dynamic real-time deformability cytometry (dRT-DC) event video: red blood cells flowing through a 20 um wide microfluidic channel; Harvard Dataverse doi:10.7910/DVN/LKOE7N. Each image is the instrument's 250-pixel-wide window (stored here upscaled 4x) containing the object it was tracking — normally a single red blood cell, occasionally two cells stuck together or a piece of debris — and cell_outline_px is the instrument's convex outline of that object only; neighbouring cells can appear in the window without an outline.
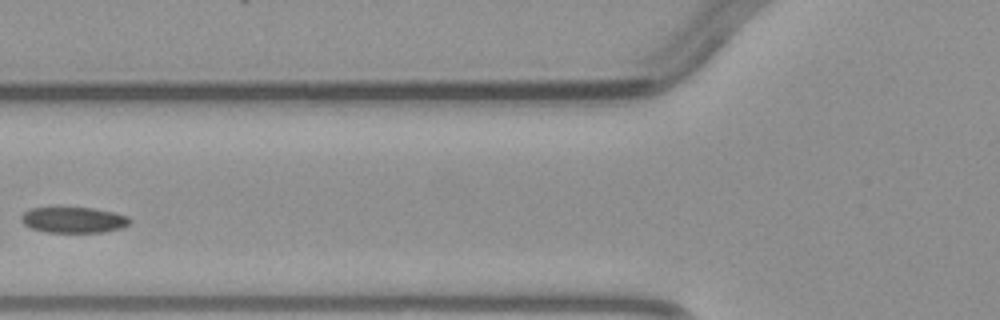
{"species": "common noctule bat (a hibernating species)", "species_latin": "Nyctalus noctula", "temperature_condition": "warm", "stored_images_in_passage": 4, "camera_frame_rate_fps": 3000, "um_per_image_px": 0.085, "animal": {"sex": "male", "body_mass_g": 23.1, "forearm_length_mm": 52.7}, "frame": {"image": 1, "passage_image": 4, "time_ms": 3.667, "image_size_px": [1000, 320], "cell_outline_px": [[132, 220], [128, 224], [120, 228], [104, 232], [44, 232], [32, 228], [24, 224], [20, 220], [20, 216], [24, 212], [32, 208], [92, 208], [112, 212], [128, 216]], "centroid_in_image_um": [6.24, 18.7], "position_along_channel_um": 119.6, "area_um2": 16.18}}